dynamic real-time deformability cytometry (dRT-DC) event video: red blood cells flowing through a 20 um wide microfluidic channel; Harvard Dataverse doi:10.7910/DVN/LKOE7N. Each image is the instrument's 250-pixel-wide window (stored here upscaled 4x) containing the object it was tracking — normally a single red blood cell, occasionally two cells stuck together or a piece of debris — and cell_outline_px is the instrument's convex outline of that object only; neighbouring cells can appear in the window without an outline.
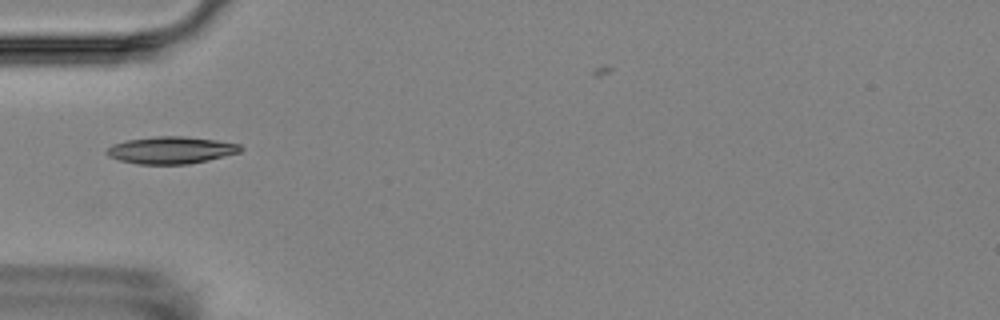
{"species": "Egyptian fruit bat (a non-hibernating species)", "species_latin": "Rousettus aegyptiacus", "temperature_condition": "room temperature", "stored_images_in_passage": 4, "camera_frame_rate_fps": 3000, "um_per_image_px": 0.085, "animal": {"sex": "female"}, "frame": {"image": 1, "passage_image": 3, "time_ms": 3.333, "image_size_px": [1000, 320], "cell_outline_px": [[244, 148], [240, 152], [208, 160], [188, 164], [140, 164], [120, 160], [108, 156], [104, 152], [112, 144], [124, 140], [156, 136], [184, 136], [216, 140], [240, 144]], "centroid_in_image_um": [14.53, 12.75], "position_along_channel_um": 70.5, "area_um2": 21.21}}